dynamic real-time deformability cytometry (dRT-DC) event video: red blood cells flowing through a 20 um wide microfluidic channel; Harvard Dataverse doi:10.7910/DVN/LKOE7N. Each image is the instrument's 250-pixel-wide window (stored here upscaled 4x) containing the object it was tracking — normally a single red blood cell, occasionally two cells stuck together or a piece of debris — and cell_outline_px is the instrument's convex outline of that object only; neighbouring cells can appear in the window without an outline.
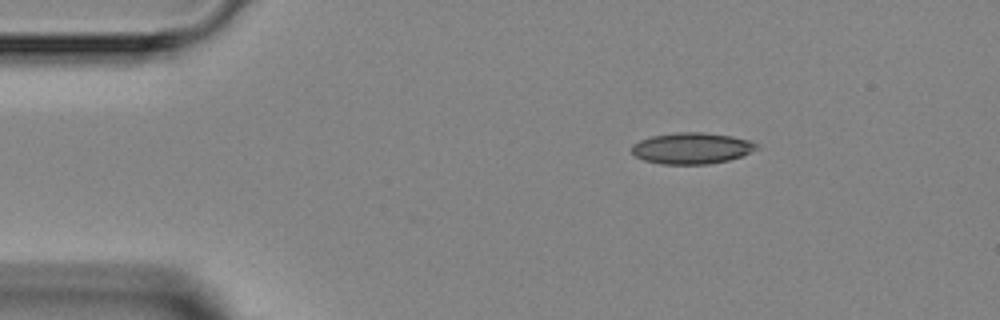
{"species": "Egyptian fruit bat (a non-hibernating species)", "species_latin": "Rousettus aegyptiacus", "temperature_condition": "room temperature", "stored_images_in_passage": 3, "camera_frame_rate_fps": 3000, "um_per_image_px": 0.085, "animal": {"sex": "female"}, "frame": {"image": 1, "passage_image": 1, "time_ms": 0.0, "image_size_px": [1000, 320], "cell_outline_px": [[760, 148], [740, 156], [728, 160], [708, 164], [660, 164], [644, 160], [636, 156], [632, 152], [632, 144], [640, 140], [652, 136], [676, 132], [704, 132], [732, 136], [748, 140], [760, 144]], "centroid_in_image_um": [58.81, 12.59], "position_along_channel_um": 26.2, "area_um2": 22.77}}
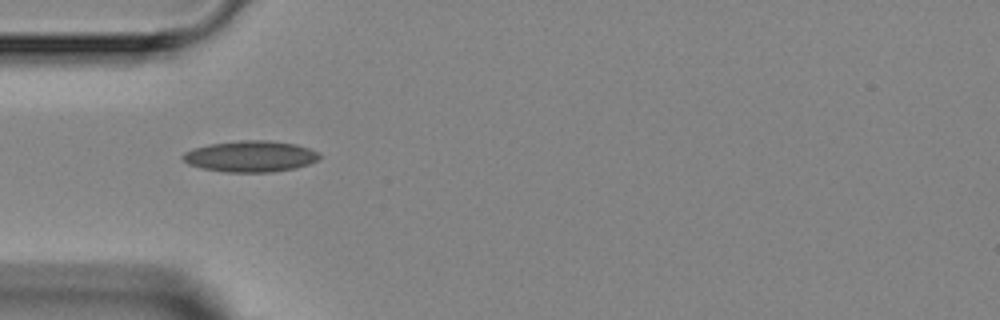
{"frame": {"image": 2, "passage_image": 3, "time_ms": 2.333, "image_size_px": [1000, 320], "cell_outline_px": [[320, 156], [316, 160], [308, 164], [296, 168], [272, 172], [224, 172], [200, 168], [188, 164], [180, 156], [184, 152], [192, 148], [208, 144], [240, 140], [268, 140], [296, 144], [308, 148], [316, 152]], "centroid_in_image_um": [21.23, 13.29], "position_along_channel_um": 63.8, "area_um2": 24.91}}